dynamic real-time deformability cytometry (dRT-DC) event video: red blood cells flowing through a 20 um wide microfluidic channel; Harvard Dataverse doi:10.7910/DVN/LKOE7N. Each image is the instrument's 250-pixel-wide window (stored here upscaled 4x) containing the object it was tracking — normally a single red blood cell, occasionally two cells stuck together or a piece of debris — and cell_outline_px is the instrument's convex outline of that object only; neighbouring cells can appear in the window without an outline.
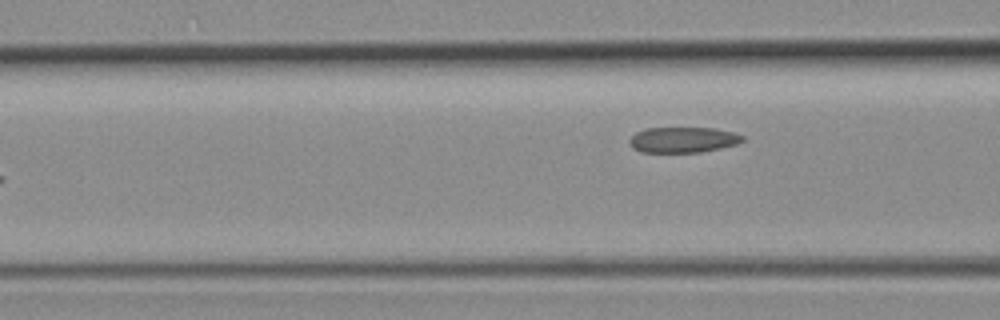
{"species": "common noctule bat (a hibernating species)", "species_latin": "Nyctalus noctula", "temperature_condition": "room temperature", "stored_images_in_passage": 5, "camera_frame_rate_fps": 3000, "um_per_image_px": 0.085, "animal": {"sex": "female", "body_mass_g": 19.3, "forearm_length_mm": 54.1}, "frame": {"image": 1, "passage_image": 5, "time_ms": 4.333, "image_size_px": [1000, 320], "cell_outline_px": [[744, 140], [736, 144], [720, 148], [700, 152], [640, 152], [632, 148], [628, 144], [628, 140], [636, 132], [644, 128], [716, 128], [732, 132], [744, 136]], "centroid_in_image_um": [58.01, 11.88], "position_along_channel_um": 108.6, "area_um2": 16.94}}